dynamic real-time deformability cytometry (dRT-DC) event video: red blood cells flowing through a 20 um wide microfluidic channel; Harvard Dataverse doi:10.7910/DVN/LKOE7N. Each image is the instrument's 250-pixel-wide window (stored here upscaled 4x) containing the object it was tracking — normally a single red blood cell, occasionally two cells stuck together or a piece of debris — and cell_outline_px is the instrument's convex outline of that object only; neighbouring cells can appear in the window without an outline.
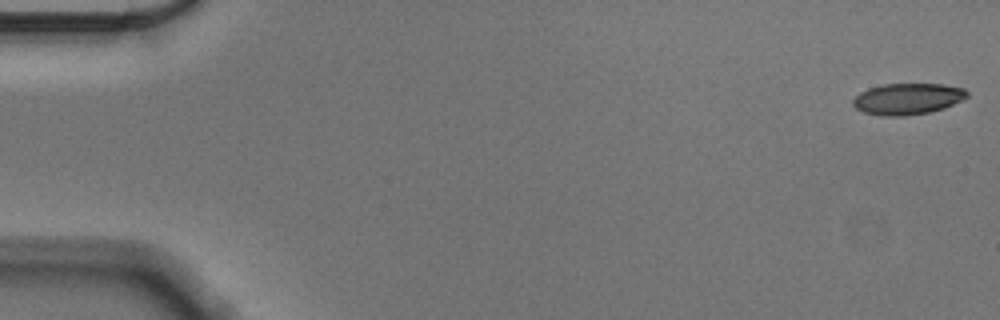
{"species": "Egyptian fruit bat (a non-hibernating species)", "species_latin": "Rousettus aegyptiacus", "temperature_condition": "cold", "stored_images_in_passage": 34, "camera_frame_rate_fps": 3000, "um_per_image_px": 0.085, "animal": {"sex": "male"}, "frame": {"image": 1, "passage_image": 1, "time_ms": 0.0, "image_size_px": [1000, 320], "cell_outline_px": [[968, 96], [964, 100], [944, 108], [928, 112], [904, 116], [880, 116], [864, 112], [856, 108], [852, 104], [852, 100], [860, 92], [868, 88], [884, 84], [944, 84], [964, 88], [968, 92]], "centroid_in_image_um": [77.16, 8.4], "position_along_channel_um": 7.8, "area_um2": 20.92}}
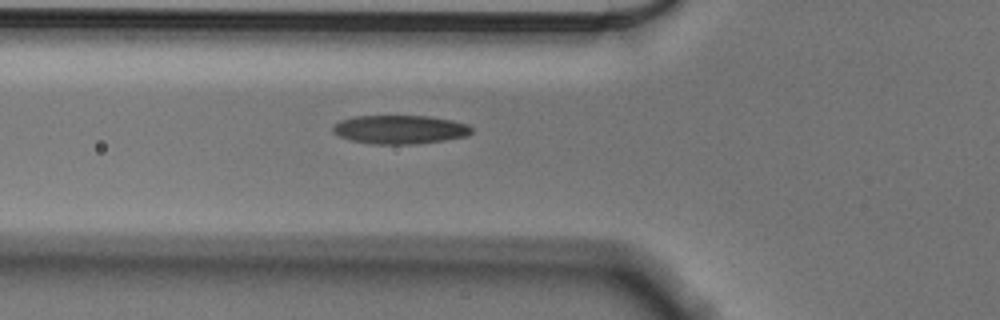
{"frame": {"image": 2, "passage_image": 20, "time_ms": 6.333, "image_size_px": [1000, 320], "cell_outline_px": [[472, 132], [468, 136], [444, 140], [412, 144], [372, 144], [352, 140], [340, 136], [332, 132], [332, 128], [340, 120], [352, 116], [428, 116], [452, 120], [468, 124], [472, 128]], "centroid_in_image_um": [34.0, 11.0], "position_along_channel_um": 91.8, "area_um2": 23.18}}
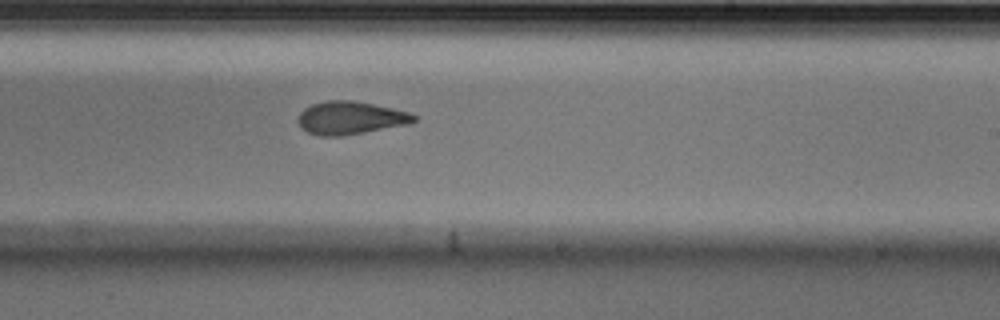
{"frame": {"image": 3, "passage_image": 34, "time_ms": 11.0, "image_size_px": [1000, 320], "cell_outline_px": [[416, 120], [412, 124], [340, 136], [320, 136], [308, 132], [296, 120], [300, 112], [304, 108], [312, 104], [324, 100], [352, 100], [392, 108], [408, 112], [416, 116]], "centroid_in_image_um": [29.78, 10.02], "position_along_channel_um": 259.2, "area_um2": 22.25}}